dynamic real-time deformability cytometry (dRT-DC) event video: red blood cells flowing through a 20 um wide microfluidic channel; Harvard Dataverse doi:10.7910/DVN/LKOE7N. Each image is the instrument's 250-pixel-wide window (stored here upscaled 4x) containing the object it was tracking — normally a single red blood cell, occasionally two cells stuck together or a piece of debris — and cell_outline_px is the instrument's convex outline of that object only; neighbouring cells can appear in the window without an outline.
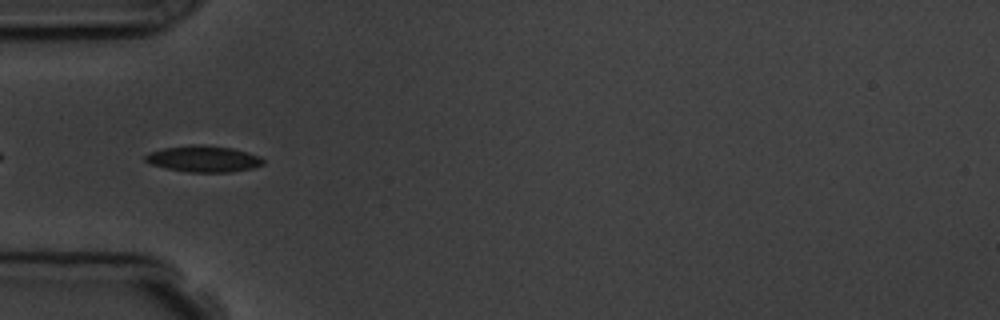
{"species": "common noctule bat (a hibernating species)", "species_latin": "Nyctalus noctula", "temperature_condition": "room temperature", "stored_images_in_passage": 7, "camera_frame_rate_fps": 3000, "um_per_image_px": 0.085, "animal": {"sex": "male", "body_mass_g": 19.5, "forearm_length_mm": 54.6}, "frame": {"image": 1, "passage_image": 5, "time_ms": 4.333, "image_size_px": [1000, 320], "cell_outline_px": [[264, 164], [252, 168], [232, 172], [188, 172], [148, 164], [144, 160], [144, 156], [148, 152], [164, 148], [192, 144], [204, 144], [232, 148], [248, 152], [260, 156], [264, 160]], "centroid_in_image_um": [17.29, 13.49], "position_along_channel_um": 67.7, "area_um2": 18.26}}